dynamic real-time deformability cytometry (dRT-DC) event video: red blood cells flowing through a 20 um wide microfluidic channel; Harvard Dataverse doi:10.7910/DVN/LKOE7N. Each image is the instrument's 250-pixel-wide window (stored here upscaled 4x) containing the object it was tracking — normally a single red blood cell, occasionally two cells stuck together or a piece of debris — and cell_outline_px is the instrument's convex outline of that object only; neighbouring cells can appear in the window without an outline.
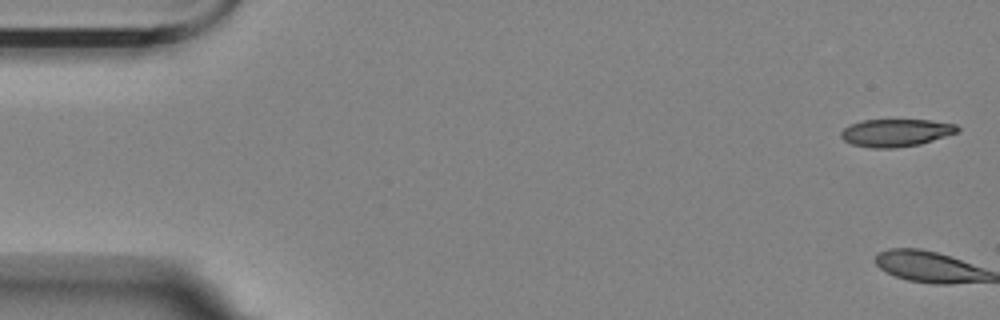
{"species": "Egyptian fruit bat (a non-hibernating species)", "species_latin": "Rousettus aegyptiacus", "temperature_condition": "room temperature", "stored_images_in_passage": 6, "camera_frame_rate_fps": 3000, "um_per_image_px": 0.085, "animal": {"sex": "female"}, "frame": {"image": 1, "passage_image": 1, "time_ms": 0.0, "image_size_px": [1000, 320], "cell_outline_px": [[960, 132], [920, 144], [896, 148], [872, 148], [852, 144], [844, 140], [840, 136], [840, 132], [844, 128], [852, 124], [864, 120], [928, 120], [956, 124], [960, 128]], "centroid_in_image_um": [76.18, 11.29], "position_along_channel_um": 8.8, "area_um2": 18.73}}